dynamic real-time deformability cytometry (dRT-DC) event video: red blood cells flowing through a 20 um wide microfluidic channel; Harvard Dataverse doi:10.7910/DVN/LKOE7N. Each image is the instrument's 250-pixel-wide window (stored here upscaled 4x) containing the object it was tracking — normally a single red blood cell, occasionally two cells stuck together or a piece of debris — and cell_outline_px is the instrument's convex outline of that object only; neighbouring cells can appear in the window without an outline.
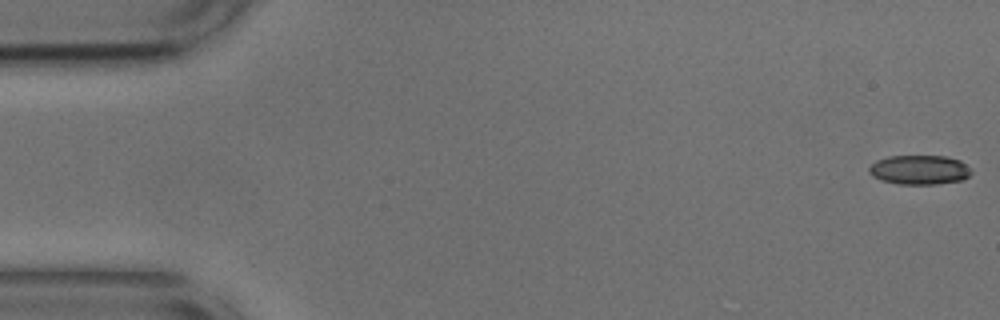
{"species": "common noctule bat (a hibernating species)", "species_latin": "Nyctalus noctula", "temperature_condition": "cold", "stored_images_in_passage": 54, "camera_frame_rate_fps": 3000, "um_per_image_px": 0.085, "animal": {"sex": "male", "body_mass_g": 17.9, "forearm_length_mm": 54.2}, "frame": {"image": 1, "passage_image": 1, "time_ms": 0.0, "image_size_px": [1000, 320], "cell_outline_px": [[972, 172], [964, 180], [936, 184], [900, 184], [880, 180], [872, 176], [868, 172], [868, 168], [876, 160], [888, 156], [944, 156], [960, 160]], "centroid_in_image_um": [78.12, 14.44], "position_along_channel_um": 6.9, "area_um2": 17.51}}
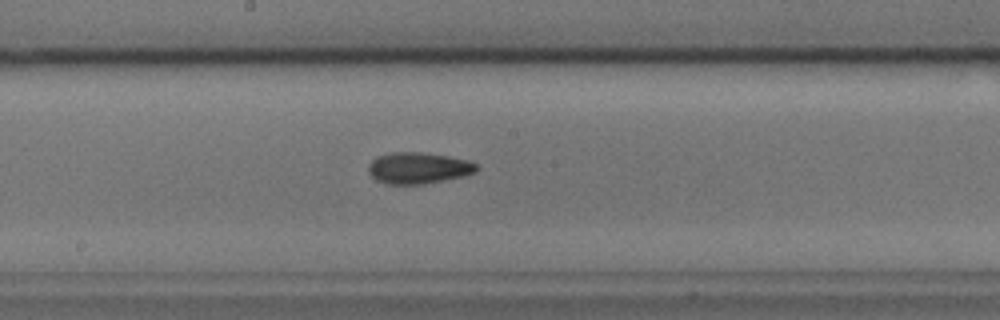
{"frame": {"image": 2, "passage_image": 28, "time_ms": 9.0, "image_size_px": [1000, 320], "cell_outline_px": [[480, 168], [476, 172], [464, 176], [424, 184], [388, 184], [376, 180], [368, 172], [368, 164], [376, 156], [392, 152], [420, 152], [448, 156], [468, 160], [476, 164]], "centroid_in_image_um": [35.56, 14.28], "position_along_channel_um": 212.6, "area_um2": 19.88}}
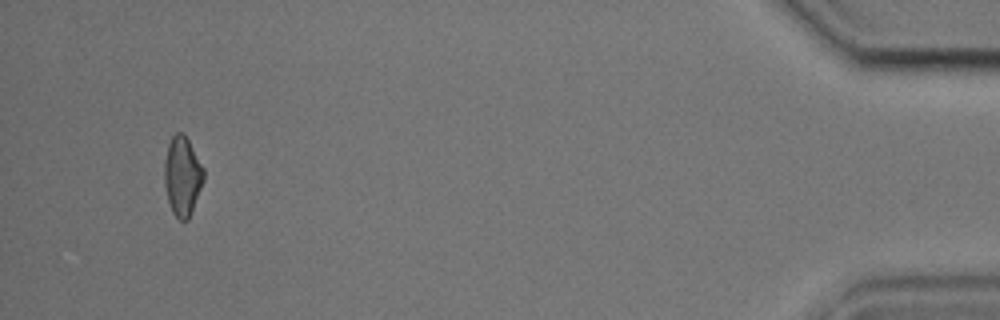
{"frame": {"image": 3, "passage_image": 51, "time_ms": 16.667, "image_size_px": [1000, 320], "cell_outline_px": [[204, 180], [188, 220], [180, 220], [172, 212], [168, 200], [164, 184], [164, 160], [168, 144], [172, 136], [176, 132], [184, 132], [204, 168]], "centroid_in_image_um": [15.49, 14.94], "position_along_channel_um": 419.7, "area_um2": 18.21}, "authors_computed_cell_mechanics": {"area_um2": 18.3515, "velocity_mm_per_s": 3.7171, "shape_relaxation_time_tau1_ms": 6.3915, "shape_relaxation_time_tau2_ms": 5.1184, "deformation_change_tau1": 0.1233, "deformation_change_tau2": 0.1218}}